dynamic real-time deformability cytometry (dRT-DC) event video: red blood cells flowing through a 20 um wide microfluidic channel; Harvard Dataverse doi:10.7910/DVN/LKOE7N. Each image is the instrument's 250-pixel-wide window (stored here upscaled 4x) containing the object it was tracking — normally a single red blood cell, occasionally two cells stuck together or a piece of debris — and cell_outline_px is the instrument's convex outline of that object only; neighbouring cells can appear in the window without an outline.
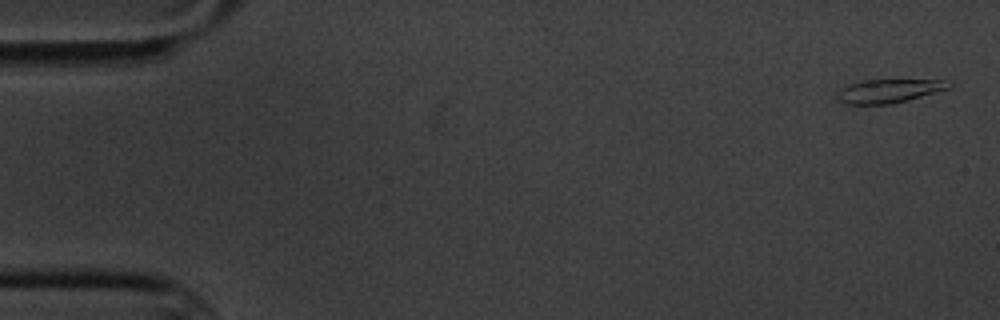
{"species": "common noctule bat (a hibernating species)", "species_latin": "Nyctalus noctula", "temperature_condition": "cold", "stored_images_in_passage": 15, "camera_frame_rate_fps": 3000, "um_per_image_px": 0.085, "animal": {"sex": "male", "body_mass_g": 20.1, "forearm_length_mm": 53.5}, "frame": {"image": 1, "passage_image": 1, "time_ms": 0.0, "image_size_px": [1000, 320], "cell_outline_px": [[952, 84], [948, 88], [908, 100], [892, 104], [844, 104], [836, 96], [836, 92], [840, 88], [848, 84], [864, 80], [952, 80]], "centroid_in_image_um": [75.52, 7.73], "position_along_channel_um": 9.5, "area_um2": 15.37}}
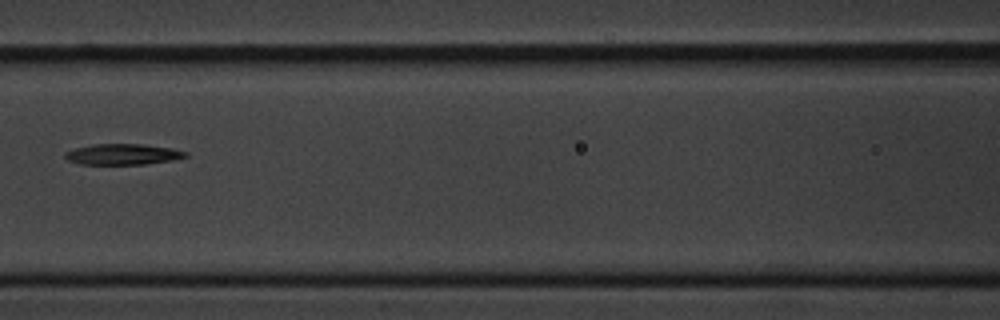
{"frame": {"image": 2, "passage_image": 7, "time_ms": 8.0, "image_size_px": [1000, 320], "cell_outline_px": [[188, 156], [172, 160], [148, 164], [80, 164], [68, 160], [64, 156], [64, 152], [76, 148], [92, 144], [144, 144], [172, 148], [188, 152]], "centroid_in_image_um": [10.45, 13.11], "position_along_channel_um": 156.1, "area_um2": 14.68}}
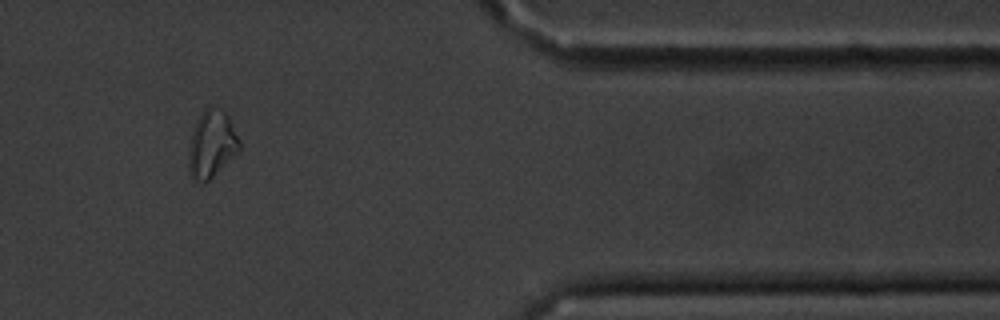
{"frame": {"image": 3, "passage_image": 13, "time_ms": 15.667, "image_size_px": [1000, 320], "cell_outline_px": [[240, 148], [204, 184], [192, 180], [188, 172], [188, 156], [192, 132], [204, 108], [212, 104], [220, 108], [228, 116], [240, 140]], "centroid_in_image_um": [17.96, 12.24], "position_along_channel_um": 393.4, "area_um2": 19.65}, "authors_computed_cell_mechanics": {"area_um2": 15.4904, "velocity_mm_per_s": 3.444, "shape_relaxation_time_tau1_ms": 4.9476, "shape_relaxation_time_tau2_ms": null, "deformation_change_tau1": 0.1706, "deformation_change_tau2": null}}